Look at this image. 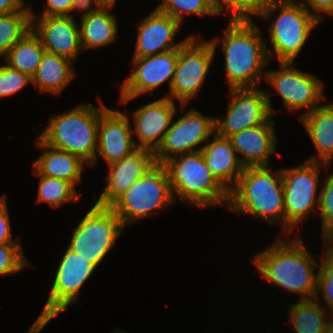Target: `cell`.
<instances>
[{
	"instance_id": "28",
	"label": "cell",
	"mask_w": 333,
	"mask_h": 333,
	"mask_svg": "<svg viewBox=\"0 0 333 333\" xmlns=\"http://www.w3.org/2000/svg\"><path fill=\"white\" fill-rule=\"evenodd\" d=\"M44 53L45 48L41 40L31 29L9 50L4 59L8 66L28 74L32 78Z\"/></svg>"
},
{
	"instance_id": "25",
	"label": "cell",
	"mask_w": 333,
	"mask_h": 333,
	"mask_svg": "<svg viewBox=\"0 0 333 333\" xmlns=\"http://www.w3.org/2000/svg\"><path fill=\"white\" fill-rule=\"evenodd\" d=\"M72 68L73 61L45 51L31 83L41 92L58 95L75 77Z\"/></svg>"
},
{
	"instance_id": "13",
	"label": "cell",
	"mask_w": 333,
	"mask_h": 333,
	"mask_svg": "<svg viewBox=\"0 0 333 333\" xmlns=\"http://www.w3.org/2000/svg\"><path fill=\"white\" fill-rule=\"evenodd\" d=\"M214 133L215 117H206L191 109L175 122L172 120L161 145L154 152L156 163L164 164L178 155L201 151L204 146L196 148L197 145L209 140Z\"/></svg>"
},
{
	"instance_id": "8",
	"label": "cell",
	"mask_w": 333,
	"mask_h": 333,
	"mask_svg": "<svg viewBox=\"0 0 333 333\" xmlns=\"http://www.w3.org/2000/svg\"><path fill=\"white\" fill-rule=\"evenodd\" d=\"M124 226L110 206L95 204L74 228L68 249L96 267L115 246Z\"/></svg>"
},
{
	"instance_id": "19",
	"label": "cell",
	"mask_w": 333,
	"mask_h": 333,
	"mask_svg": "<svg viewBox=\"0 0 333 333\" xmlns=\"http://www.w3.org/2000/svg\"><path fill=\"white\" fill-rule=\"evenodd\" d=\"M154 151L137 148L122 160L108 165L107 186L95 204L110 206L136 180L144 176L155 165Z\"/></svg>"
},
{
	"instance_id": "20",
	"label": "cell",
	"mask_w": 333,
	"mask_h": 333,
	"mask_svg": "<svg viewBox=\"0 0 333 333\" xmlns=\"http://www.w3.org/2000/svg\"><path fill=\"white\" fill-rule=\"evenodd\" d=\"M175 107L174 101L164 96L135 110L132 133L139 138L140 143H137V148L154 152L158 149L171 126L176 112Z\"/></svg>"
},
{
	"instance_id": "35",
	"label": "cell",
	"mask_w": 333,
	"mask_h": 333,
	"mask_svg": "<svg viewBox=\"0 0 333 333\" xmlns=\"http://www.w3.org/2000/svg\"><path fill=\"white\" fill-rule=\"evenodd\" d=\"M324 181L325 185L319 193L318 215L322 218L323 239L333 230V173Z\"/></svg>"
},
{
	"instance_id": "42",
	"label": "cell",
	"mask_w": 333,
	"mask_h": 333,
	"mask_svg": "<svg viewBox=\"0 0 333 333\" xmlns=\"http://www.w3.org/2000/svg\"><path fill=\"white\" fill-rule=\"evenodd\" d=\"M323 243L325 244L327 250L333 251V230L328 234V236H326L325 239H323ZM326 244H328L329 246Z\"/></svg>"
},
{
	"instance_id": "2",
	"label": "cell",
	"mask_w": 333,
	"mask_h": 333,
	"mask_svg": "<svg viewBox=\"0 0 333 333\" xmlns=\"http://www.w3.org/2000/svg\"><path fill=\"white\" fill-rule=\"evenodd\" d=\"M253 261L261 276L274 285L300 294L299 299L315 298L318 272L314 270L320 264L306 251L300 235L288 243L278 236L273 245L256 253Z\"/></svg>"
},
{
	"instance_id": "16",
	"label": "cell",
	"mask_w": 333,
	"mask_h": 333,
	"mask_svg": "<svg viewBox=\"0 0 333 333\" xmlns=\"http://www.w3.org/2000/svg\"><path fill=\"white\" fill-rule=\"evenodd\" d=\"M32 12L31 29L38 36L46 52L71 61L81 53L79 26L69 16H40Z\"/></svg>"
},
{
	"instance_id": "4",
	"label": "cell",
	"mask_w": 333,
	"mask_h": 333,
	"mask_svg": "<svg viewBox=\"0 0 333 333\" xmlns=\"http://www.w3.org/2000/svg\"><path fill=\"white\" fill-rule=\"evenodd\" d=\"M99 102L100 108L84 103L66 113L53 115L39 137L47 145L76 155L93 166L97 161L99 119L108 109Z\"/></svg>"
},
{
	"instance_id": "24",
	"label": "cell",
	"mask_w": 333,
	"mask_h": 333,
	"mask_svg": "<svg viewBox=\"0 0 333 333\" xmlns=\"http://www.w3.org/2000/svg\"><path fill=\"white\" fill-rule=\"evenodd\" d=\"M300 117L318 152V157L314 156L308 161H322L325 169H328L333 159V104L320 106Z\"/></svg>"
},
{
	"instance_id": "30",
	"label": "cell",
	"mask_w": 333,
	"mask_h": 333,
	"mask_svg": "<svg viewBox=\"0 0 333 333\" xmlns=\"http://www.w3.org/2000/svg\"><path fill=\"white\" fill-rule=\"evenodd\" d=\"M34 175L40 176L38 189V202H47L54 208L64 203L77 201L80 197L75 186L69 182L58 178H51L39 173L34 169Z\"/></svg>"
},
{
	"instance_id": "37",
	"label": "cell",
	"mask_w": 333,
	"mask_h": 333,
	"mask_svg": "<svg viewBox=\"0 0 333 333\" xmlns=\"http://www.w3.org/2000/svg\"><path fill=\"white\" fill-rule=\"evenodd\" d=\"M6 198L0 196V244L20 243L19 239L13 240Z\"/></svg>"
},
{
	"instance_id": "40",
	"label": "cell",
	"mask_w": 333,
	"mask_h": 333,
	"mask_svg": "<svg viewBox=\"0 0 333 333\" xmlns=\"http://www.w3.org/2000/svg\"><path fill=\"white\" fill-rule=\"evenodd\" d=\"M93 3H95V7H93ZM102 6L99 4L97 0H73L71 8H70V14L69 17L73 18V15L71 12H77L76 10L80 11L78 12L79 16L81 18L87 17L92 13L97 12ZM83 12V13H81ZM85 12V13H84ZM82 14V15H80Z\"/></svg>"
},
{
	"instance_id": "44",
	"label": "cell",
	"mask_w": 333,
	"mask_h": 333,
	"mask_svg": "<svg viewBox=\"0 0 333 333\" xmlns=\"http://www.w3.org/2000/svg\"><path fill=\"white\" fill-rule=\"evenodd\" d=\"M333 316V313H331ZM328 333H333V318L332 320H329V329H328Z\"/></svg>"
},
{
	"instance_id": "17",
	"label": "cell",
	"mask_w": 333,
	"mask_h": 333,
	"mask_svg": "<svg viewBox=\"0 0 333 333\" xmlns=\"http://www.w3.org/2000/svg\"><path fill=\"white\" fill-rule=\"evenodd\" d=\"M181 24L172 16L155 8L137 25L138 36L133 57H146L179 49L191 37L174 43Z\"/></svg>"
},
{
	"instance_id": "12",
	"label": "cell",
	"mask_w": 333,
	"mask_h": 333,
	"mask_svg": "<svg viewBox=\"0 0 333 333\" xmlns=\"http://www.w3.org/2000/svg\"><path fill=\"white\" fill-rule=\"evenodd\" d=\"M226 116L215 118V132L225 138L265 123L274 113L269 93L256 88H231Z\"/></svg>"
},
{
	"instance_id": "5",
	"label": "cell",
	"mask_w": 333,
	"mask_h": 333,
	"mask_svg": "<svg viewBox=\"0 0 333 333\" xmlns=\"http://www.w3.org/2000/svg\"><path fill=\"white\" fill-rule=\"evenodd\" d=\"M166 168L174 200H181L197 207H211L229 203V192L212 175L202 152L178 155L167 160ZM224 202V203H223Z\"/></svg>"
},
{
	"instance_id": "26",
	"label": "cell",
	"mask_w": 333,
	"mask_h": 333,
	"mask_svg": "<svg viewBox=\"0 0 333 333\" xmlns=\"http://www.w3.org/2000/svg\"><path fill=\"white\" fill-rule=\"evenodd\" d=\"M113 7H101L97 12L80 18L79 25L82 49L104 47L117 39L116 16L109 10Z\"/></svg>"
},
{
	"instance_id": "41",
	"label": "cell",
	"mask_w": 333,
	"mask_h": 333,
	"mask_svg": "<svg viewBox=\"0 0 333 333\" xmlns=\"http://www.w3.org/2000/svg\"><path fill=\"white\" fill-rule=\"evenodd\" d=\"M30 9L25 7L24 0H0V14L32 12Z\"/></svg>"
},
{
	"instance_id": "34",
	"label": "cell",
	"mask_w": 333,
	"mask_h": 333,
	"mask_svg": "<svg viewBox=\"0 0 333 333\" xmlns=\"http://www.w3.org/2000/svg\"><path fill=\"white\" fill-rule=\"evenodd\" d=\"M29 265L20 243L0 244V275L16 273Z\"/></svg>"
},
{
	"instance_id": "43",
	"label": "cell",
	"mask_w": 333,
	"mask_h": 333,
	"mask_svg": "<svg viewBox=\"0 0 333 333\" xmlns=\"http://www.w3.org/2000/svg\"><path fill=\"white\" fill-rule=\"evenodd\" d=\"M102 7H113L116 0H97Z\"/></svg>"
},
{
	"instance_id": "39",
	"label": "cell",
	"mask_w": 333,
	"mask_h": 333,
	"mask_svg": "<svg viewBox=\"0 0 333 333\" xmlns=\"http://www.w3.org/2000/svg\"><path fill=\"white\" fill-rule=\"evenodd\" d=\"M306 2V3H305ZM305 2H300L299 3L310 13L313 14L316 19H318L320 22L324 19V16L321 14L317 13H327L330 15H333V0H306ZM312 9L313 11L316 12H311L309 9Z\"/></svg>"
},
{
	"instance_id": "1",
	"label": "cell",
	"mask_w": 333,
	"mask_h": 333,
	"mask_svg": "<svg viewBox=\"0 0 333 333\" xmlns=\"http://www.w3.org/2000/svg\"><path fill=\"white\" fill-rule=\"evenodd\" d=\"M228 23L223 38L214 37L208 41L214 50L218 44L222 45L229 89L256 88L263 68L270 60L268 48L261 36L262 31L253 19H229Z\"/></svg>"
},
{
	"instance_id": "11",
	"label": "cell",
	"mask_w": 333,
	"mask_h": 333,
	"mask_svg": "<svg viewBox=\"0 0 333 333\" xmlns=\"http://www.w3.org/2000/svg\"><path fill=\"white\" fill-rule=\"evenodd\" d=\"M192 36L178 49V60L168 98L176 97L183 108L195 97L204 84L215 50L209 41H199Z\"/></svg>"
},
{
	"instance_id": "14",
	"label": "cell",
	"mask_w": 333,
	"mask_h": 333,
	"mask_svg": "<svg viewBox=\"0 0 333 333\" xmlns=\"http://www.w3.org/2000/svg\"><path fill=\"white\" fill-rule=\"evenodd\" d=\"M279 64L280 70L267 71L263 75L283 98V106L290 111L307 108L302 115L320 107L316 103L324 97L322 81L311 73L298 70L293 62Z\"/></svg>"
},
{
	"instance_id": "29",
	"label": "cell",
	"mask_w": 333,
	"mask_h": 333,
	"mask_svg": "<svg viewBox=\"0 0 333 333\" xmlns=\"http://www.w3.org/2000/svg\"><path fill=\"white\" fill-rule=\"evenodd\" d=\"M32 12L0 14V56L9 50L31 30Z\"/></svg>"
},
{
	"instance_id": "31",
	"label": "cell",
	"mask_w": 333,
	"mask_h": 333,
	"mask_svg": "<svg viewBox=\"0 0 333 333\" xmlns=\"http://www.w3.org/2000/svg\"><path fill=\"white\" fill-rule=\"evenodd\" d=\"M156 9L172 16L180 23L183 22L184 14L216 16L211 0H163Z\"/></svg>"
},
{
	"instance_id": "21",
	"label": "cell",
	"mask_w": 333,
	"mask_h": 333,
	"mask_svg": "<svg viewBox=\"0 0 333 333\" xmlns=\"http://www.w3.org/2000/svg\"><path fill=\"white\" fill-rule=\"evenodd\" d=\"M277 136L272 116L263 124L244 129L229 137L244 167L268 166L269 156L275 154Z\"/></svg>"
},
{
	"instance_id": "38",
	"label": "cell",
	"mask_w": 333,
	"mask_h": 333,
	"mask_svg": "<svg viewBox=\"0 0 333 333\" xmlns=\"http://www.w3.org/2000/svg\"><path fill=\"white\" fill-rule=\"evenodd\" d=\"M41 16H68L73 0H46Z\"/></svg>"
},
{
	"instance_id": "23",
	"label": "cell",
	"mask_w": 333,
	"mask_h": 333,
	"mask_svg": "<svg viewBox=\"0 0 333 333\" xmlns=\"http://www.w3.org/2000/svg\"><path fill=\"white\" fill-rule=\"evenodd\" d=\"M36 142V146L44 150L33 163V168L39 175L69 181L74 186L82 180L86 162L76 155L47 145L40 137Z\"/></svg>"
},
{
	"instance_id": "10",
	"label": "cell",
	"mask_w": 333,
	"mask_h": 333,
	"mask_svg": "<svg viewBox=\"0 0 333 333\" xmlns=\"http://www.w3.org/2000/svg\"><path fill=\"white\" fill-rule=\"evenodd\" d=\"M322 162L306 160L294 168L282 169L285 206V234L302 224L308 214L317 210V188ZM318 203H317V202ZM317 203V206H315ZM302 222V223H301Z\"/></svg>"
},
{
	"instance_id": "32",
	"label": "cell",
	"mask_w": 333,
	"mask_h": 333,
	"mask_svg": "<svg viewBox=\"0 0 333 333\" xmlns=\"http://www.w3.org/2000/svg\"><path fill=\"white\" fill-rule=\"evenodd\" d=\"M226 4H224V3ZM216 15L223 13V10L232 11V20L252 19V15L259 16L265 0H211Z\"/></svg>"
},
{
	"instance_id": "9",
	"label": "cell",
	"mask_w": 333,
	"mask_h": 333,
	"mask_svg": "<svg viewBox=\"0 0 333 333\" xmlns=\"http://www.w3.org/2000/svg\"><path fill=\"white\" fill-rule=\"evenodd\" d=\"M97 267L67 248L57 268L43 311L27 333H39L55 316L76 302L80 289Z\"/></svg>"
},
{
	"instance_id": "15",
	"label": "cell",
	"mask_w": 333,
	"mask_h": 333,
	"mask_svg": "<svg viewBox=\"0 0 333 333\" xmlns=\"http://www.w3.org/2000/svg\"><path fill=\"white\" fill-rule=\"evenodd\" d=\"M177 60L178 49L146 57H133L131 62L135 67L134 72L120 86L121 102L126 104L147 92L151 96V91L166 81H169L171 87Z\"/></svg>"
},
{
	"instance_id": "45",
	"label": "cell",
	"mask_w": 333,
	"mask_h": 333,
	"mask_svg": "<svg viewBox=\"0 0 333 333\" xmlns=\"http://www.w3.org/2000/svg\"><path fill=\"white\" fill-rule=\"evenodd\" d=\"M280 1H290V2H292L293 0H279V2H280Z\"/></svg>"
},
{
	"instance_id": "33",
	"label": "cell",
	"mask_w": 333,
	"mask_h": 333,
	"mask_svg": "<svg viewBox=\"0 0 333 333\" xmlns=\"http://www.w3.org/2000/svg\"><path fill=\"white\" fill-rule=\"evenodd\" d=\"M323 252H325L324 256H320L316 295L320 294L323 297L327 307L333 313V251L326 249Z\"/></svg>"
},
{
	"instance_id": "7",
	"label": "cell",
	"mask_w": 333,
	"mask_h": 333,
	"mask_svg": "<svg viewBox=\"0 0 333 333\" xmlns=\"http://www.w3.org/2000/svg\"><path fill=\"white\" fill-rule=\"evenodd\" d=\"M169 175L163 164H156L136 180L110 207L123 226L166 209L174 202Z\"/></svg>"
},
{
	"instance_id": "22",
	"label": "cell",
	"mask_w": 333,
	"mask_h": 333,
	"mask_svg": "<svg viewBox=\"0 0 333 333\" xmlns=\"http://www.w3.org/2000/svg\"><path fill=\"white\" fill-rule=\"evenodd\" d=\"M203 146L201 152L205 163L212 175L229 192L245 169L236 156L230 139L221 137L215 132L212 142Z\"/></svg>"
},
{
	"instance_id": "27",
	"label": "cell",
	"mask_w": 333,
	"mask_h": 333,
	"mask_svg": "<svg viewBox=\"0 0 333 333\" xmlns=\"http://www.w3.org/2000/svg\"><path fill=\"white\" fill-rule=\"evenodd\" d=\"M319 298L316 295L313 300L299 299L298 303L290 305L288 312L296 333H328L327 309L319 306Z\"/></svg>"
},
{
	"instance_id": "36",
	"label": "cell",
	"mask_w": 333,
	"mask_h": 333,
	"mask_svg": "<svg viewBox=\"0 0 333 333\" xmlns=\"http://www.w3.org/2000/svg\"><path fill=\"white\" fill-rule=\"evenodd\" d=\"M32 82V78L8 65L0 66V99L17 93Z\"/></svg>"
},
{
	"instance_id": "18",
	"label": "cell",
	"mask_w": 333,
	"mask_h": 333,
	"mask_svg": "<svg viewBox=\"0 0 333 333\" xmlns=\"http://www.w3.org/2000/svg\"><path fill=\"white\" fill-rule=\"evenodd\" d=\"M128 116L108 108L99 119L97 153L108 165L122 160L137 149Z\"/></svg>"
},
{
	"instance_id": "6",
	"label": "cell",
	"mask_w": 333,
	"mask_h": 333,
	"mask_svg": "<svg viewBox=\"0 0 333 333\" xmlns=\"http://www.w3.org/2000/svg\"><path fill=\"white\" fill-rule=\"evenodd\" d=\"M265 0L259 17L268 19L278 10L277 18L269 26V40L274 53L267 49L269 59L276 55L279 62H294L319 20L299 2Z\"/></svg>"
},
{
	"instance_id": "3",
	"label": "cell",
	"mask_w": 333,
	"mask_h": 333,
	"mask_svg": "<svg viewBox=\"0 0 333 333\" xmlns=\"http://www.w3.org/2000/svg\"><path fill=\"white\" fill-rule=\"evenodd\" d=\"M228 209L279 222L285 232V206L282 169L272 173L269 166L245 167L235 186L229 191Z\"/></svg>"
}]
</instances>
